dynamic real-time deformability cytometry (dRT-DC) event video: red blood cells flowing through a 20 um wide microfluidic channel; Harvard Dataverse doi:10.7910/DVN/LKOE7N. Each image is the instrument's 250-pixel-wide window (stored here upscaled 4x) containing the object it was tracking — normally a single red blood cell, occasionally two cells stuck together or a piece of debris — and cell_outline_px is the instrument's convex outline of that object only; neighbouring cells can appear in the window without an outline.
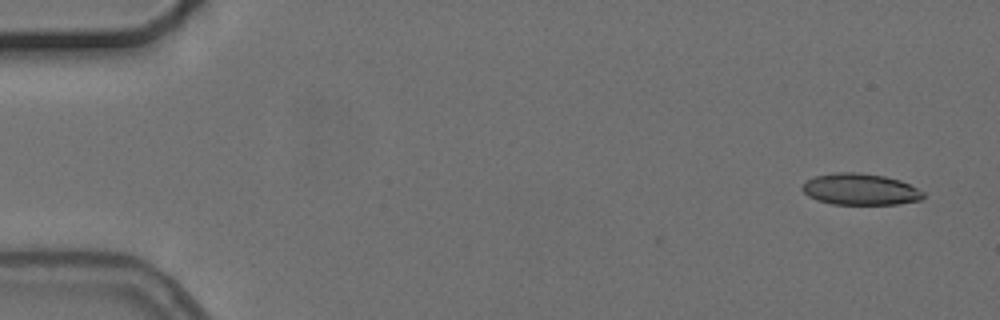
{"species": "common noctule bat (a hibernating species)", "species_latin": "Nyctalus noctula", "temperature_condition": "cold", "stored_images_in_passage": 4, "camera_frame_rate_fps": 3000, "um_per_image_px": 0.085, "animal": {"sex": "female", "body_mass_g": 24.6, "forearm_length_mm": 56.2}, "frame": {"image": 1, "passage_image": 1, "time_ms": 0.0, "image_size_px": [1000, 320], "cell_outline_px": [[924, 196], [920, 200], [900, 204], [832, 204], [816, 200], [808, 196], [800, 188], [808, 180], [816, 176], [836, 172], [860, 172], [884, 176], [900, 180], [924, 192]], "centroid_in_image_um": [73.12, 16.09], "position_along_channel_um": 11.9, "area_um2": 22.14}}
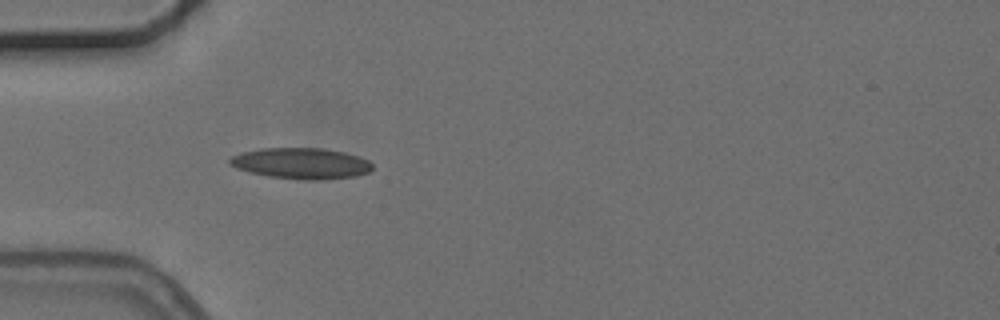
{"frame": {"image": 2, "passage_image": 4, "time_ms": 4.667, "image_size_px": [1000, 320], "cell_outline_px": [[372, 168], [368, 172], [356, 176], [316, 180], [308, 180], [268, 176], [236, 168], [228, 164], [228, 160], [232, 156], [240, 152], [260, 148], [324, 148], [344, 152], [368, 160], [372, 164]], "centroid_in_image_um": [25.57, 13.87], "position_along_channel_um": 59.4, "area_um2": 25.66}}